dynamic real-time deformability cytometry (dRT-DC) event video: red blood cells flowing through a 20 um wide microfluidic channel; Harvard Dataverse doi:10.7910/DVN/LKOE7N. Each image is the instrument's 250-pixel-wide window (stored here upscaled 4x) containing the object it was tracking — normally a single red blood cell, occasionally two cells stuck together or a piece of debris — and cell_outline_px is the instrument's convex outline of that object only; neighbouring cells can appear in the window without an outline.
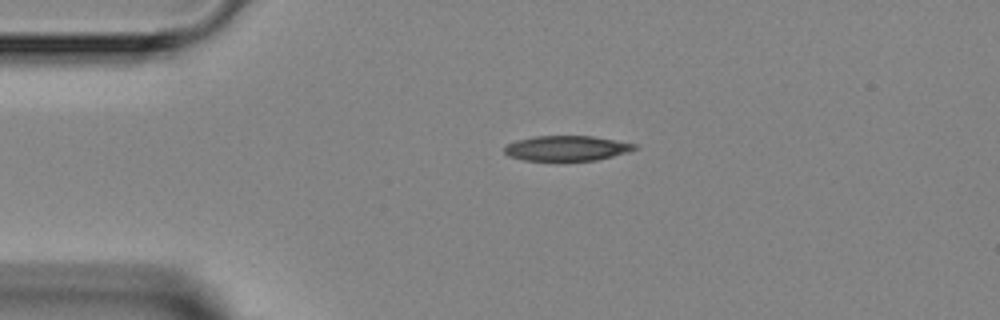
{"species": "Egyptian fruit bat (a non-hibernating species)", "species_latin": "Rousettus aegyptiacus", "temperature_condition": "room temperature", "stored_images_in_passage": 3, "camera_frame_rate_fps": 3000, "um_per_image_px": 0.085, "animal": {"sex": "female"}, "frame": {"image": 1, "passage_image": 1, "time_ms": 0.0, "image_size_px": [1000, 320], "cell_outline_px": [[640, 148], [628, 152], [596, 160], [524, 160], [508, 156], [504, 152], [504, 148], [508, 144], [516, 140], [536, 136], [592, 136], [616, 140], [636, 144]], "centroid_in_image_um": [48.19, 12.59], "position_along_channel_um": 36.8, "area_um2": 18.96}}